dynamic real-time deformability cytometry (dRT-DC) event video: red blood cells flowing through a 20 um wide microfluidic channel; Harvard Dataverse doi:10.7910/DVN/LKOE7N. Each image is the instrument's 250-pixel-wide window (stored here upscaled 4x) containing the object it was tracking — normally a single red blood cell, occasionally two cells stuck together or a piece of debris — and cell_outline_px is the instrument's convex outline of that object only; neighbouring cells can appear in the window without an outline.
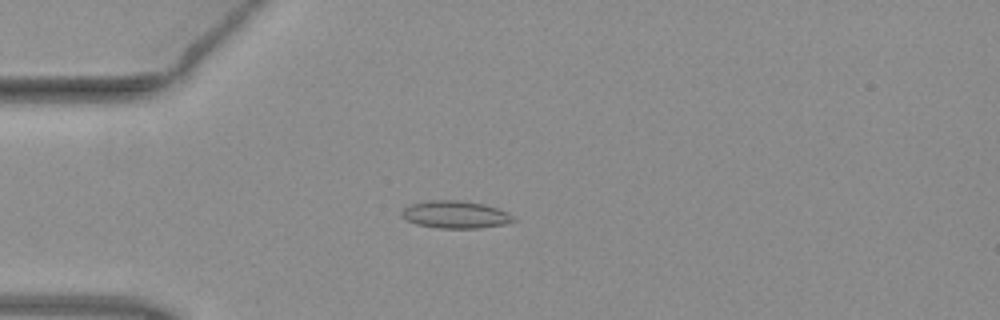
{"species": "common noctule bat (a hibernating species)", "species_latin": "Nyctalus noctula", "temperature_condition": "warm", "stored_images_in_passage": 39, "camera_frame_rate_fps": 3000, "um_per_image_px": 0.085, "animal": {"sex": "female", "body_mass_g": 19.3, "forearm_length_mm": 54.1}, "frame": {"image": 1, "passage_image": 1, "time_ms": 0.0, "image_size_px": [1000, 320], "cell_outline_px": [[516, 220], [504, 224], [480, 228], [436, 228], [416, 224], [404, 220], [400, 216], [400, 212], [404, 208], [412, 204], [428, 200], [464, 200], [484, 204], [508, 212]], "centroid_in_image_um": [38.66, 18.24], "position_along_channel_um": 46.3, "area_um2": 18.03}}
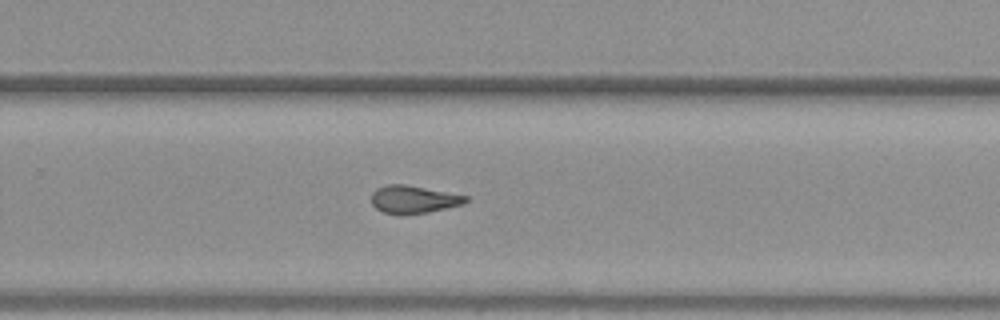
{"frame": {"image": 2, "passage_image": 21, "time_ms": 6.667, "image_size_px": [1000, 320], "cell_outline_px": [[468, 200], [464, 204], [428, 212], [404, 216], [400, 216], [384, 212], [376, 208], [372, 204], [372, 192], [376, 188], [388, 184], [404, 184], [468, 196]], "centroid_in_image_um": [35.13, 16.97], "position_along_channel_um": 294.7, "area_um2": 15.37}}
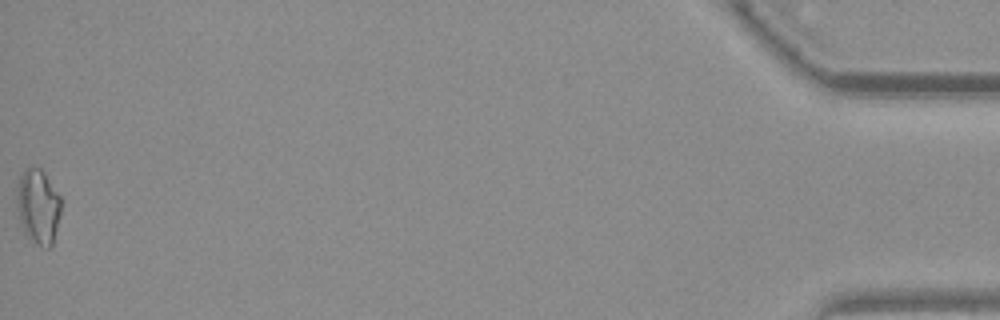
{"frame": {"image": 3, "passage_image": 39, "time_ms": 12.667, "image_size_px": [1000, 320], "cell_outline_px": [[60, 212], [52, 248], [48, 248], [32, 240], [24, 232], [20, 220], [16, 204], [16, 188], [20, 176], [24, 168], [32, 164], [40, 168], [44, 172], [60, 196]], "centroid_in_image_um": [3.22, 17.49], "position_along_channel_um": 432.0, "area_um2": 19.36}, "authors_computed_cell_mechanics": {"area_um2": 15.7216, "velocity_mm_per_s": 4.008, "shape_relaxation_time_tau1_ms": null, "shape_relaxation_time_tau2_ms": 2.4043, "deformation_change_tau1": null, "deformation_change_tau2": 0.095}}